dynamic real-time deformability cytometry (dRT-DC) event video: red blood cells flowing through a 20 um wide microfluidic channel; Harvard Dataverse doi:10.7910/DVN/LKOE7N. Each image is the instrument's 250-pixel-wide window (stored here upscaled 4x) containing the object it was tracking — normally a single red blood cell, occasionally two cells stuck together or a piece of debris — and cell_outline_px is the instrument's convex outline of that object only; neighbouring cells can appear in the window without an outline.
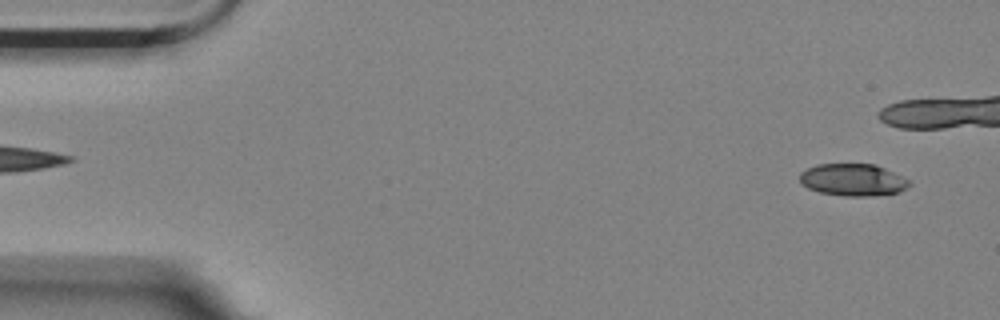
{"species": "Egyptian fruit bat (a non-hibernating species)", "species_latin": "Rousettus aegyptiacus", "temperature_condition": "room temperature", "stored_images_in_passage": 3, "segment_of_instrument_passage": [2, 2], "camera_frame_rate_fps": 3000, "um_per_image_px": 0.085, "animal": {"sex": "female"}, "frame": {"image": 1, "passage_image": 3, "time_ms": 0.667, "image_size_px": [1000, 320], "cell_outline_px": [[912, 184], [908, 188], [896, 192], [872, 196], [844, 196], [820, 192], [808, 188], [800, 184], [800, 172], [816, 164], [876, 164], [908, 180]], "centroid_in_image_um": [72.47, 15.29], "position_along_channel_um": 12.5, "area_um2": 20.46}}